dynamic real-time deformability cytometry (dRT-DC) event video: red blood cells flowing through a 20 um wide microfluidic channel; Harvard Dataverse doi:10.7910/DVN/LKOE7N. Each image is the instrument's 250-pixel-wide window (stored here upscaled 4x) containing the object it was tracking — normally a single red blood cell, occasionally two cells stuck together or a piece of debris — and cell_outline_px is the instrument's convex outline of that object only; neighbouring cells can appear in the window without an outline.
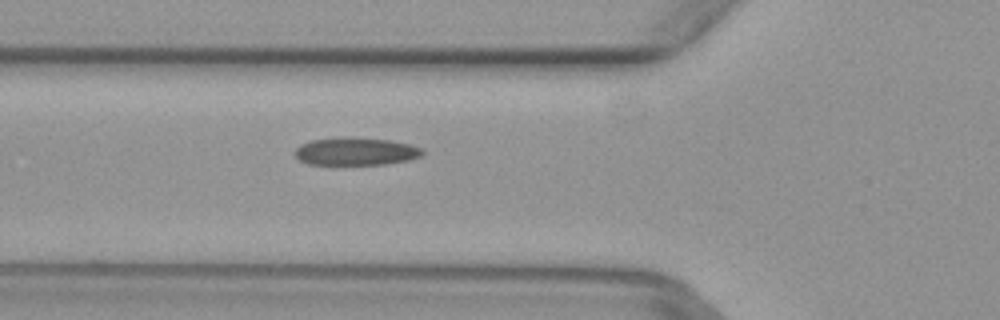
{"species": "common noctule bat (a hibernating species)", "species_latin": "Nyctalus noctula", "temperature_condition": "warm", "stored_images_in_passage": 23, "camera_frame_rate_fps": 3000, "um_per_image_px": 0.085, "animal": {"sex": "female", "body_mass_g": 29.2, "forearm_length_mm": 56.3}, "frame": {"image": 1, "passage_image": 10, "time_ms": 3.0, "image_size_px": [1000, 320], "cell_outline_px": [[424, 152], [420, 156], [408, 160], [384, 164], [308, 164], [300, 160], [296, 156], [296, 148], [300, 144], [312, 140], [344, 136], [352, 136], [388, 140], [412, 144], [424, 148]], "centroid_in_image_um": [30.27, 12.85], "position_along_channel_um": 95.5, "area_um2": 20.75}}
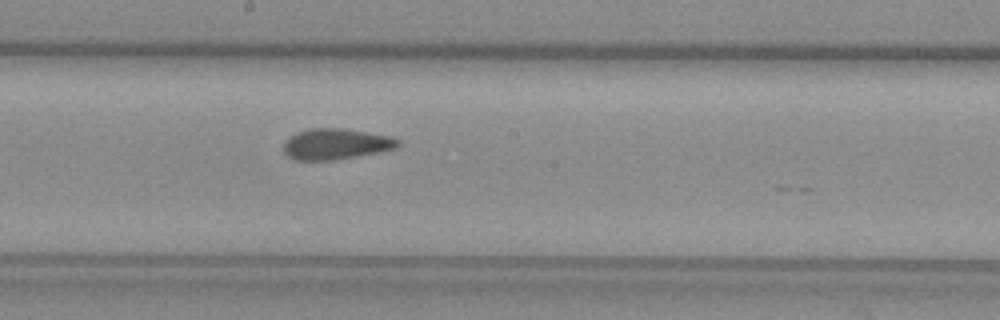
{"frame": {"image": 2, "passage_image": 19, "time_ms": 6.0, "image_size_px": [1000, 320], "cell_outline_px": [[400, 144], [396, 148], [380, 152], [332, 160], [296, 160], [288, 156], [284, 152], [284, 144], [296, 132], [312, 128], [344, 128], [388, 136], [400, 140]], "centroid_in_image_um": [28.56, 12.24], "position_along_channel_um": 219.6, "area_um2": 20.35}}